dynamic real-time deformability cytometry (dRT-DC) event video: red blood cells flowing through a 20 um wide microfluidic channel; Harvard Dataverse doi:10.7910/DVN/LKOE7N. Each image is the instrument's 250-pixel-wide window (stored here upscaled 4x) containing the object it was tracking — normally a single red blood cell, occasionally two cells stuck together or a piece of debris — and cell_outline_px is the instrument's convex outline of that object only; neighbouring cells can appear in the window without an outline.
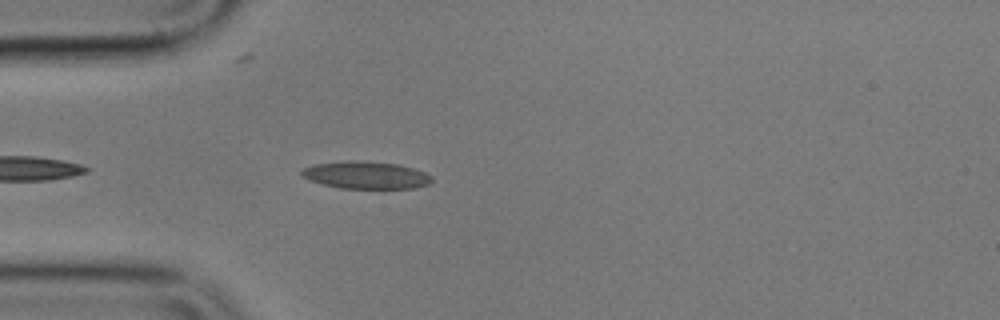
{"species": "common noctule bat (a hibernating species)", "species_latin": "Nyctalus noctula", "temperature_condition": "cold", "stored_images_in_passage": 29, "camera_frame_rate_fps": 3000, "um_per_image_px": 0.085, "animal": {"sex": "male", "body_mass_g": 17.9}, "frame": {"image": 1, "passage_image": 4, "time_ms": 1.0, "image_size_px": [1000, 320], "cell_outline_px": [[432, 180], [428, 184], [412, 188], [340, 188], [308, 180], [300, 172], [304, 168], [312, 164], [344, 160], [356, 160], [396, 164], [412, 168], [424, 172], [432, 176]], "centroid_in_image_um": [31.07, 14.87], "position_along_channel_um": 53.9, "area_um2": 20.63}}
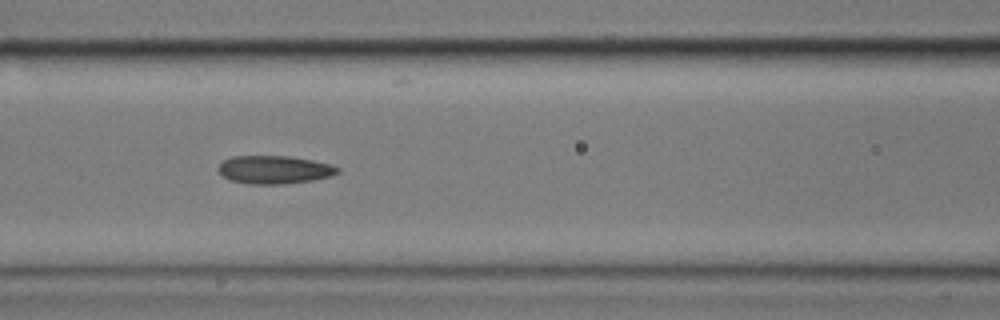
{"frame": {"image": 2, "passage_image": 12, "time_ms": 3.667, "image_size_px": [1000, 320], "cell_outline_px": [[340, 172], [332, 176], [312, 180], [284, 184], [248, 184], [228, 180], [216, 168], [224, 160], [232, 156], [288, 156], [312, 160], [328, 164], [340, 168]], "centroid_in_image_um": [23.3, 14.43], "position_along_channel_um": 143.3, "area_um2": 19.59}}
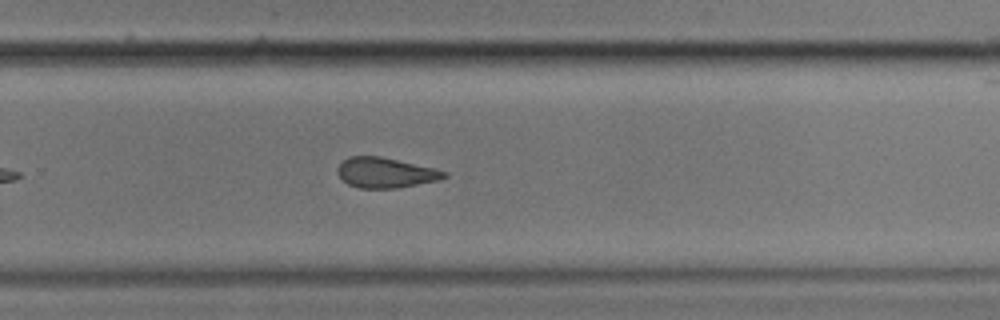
{"frame": {"image": 3, "passage_image": 25, "time_ms": 8.0, "image_size_px": [1000, 320], "cell_outline_px": [[448, 176], [440, 180], [396, 188], [360, 188], [348, 184], [336, 172], [336, 168], [348, 156], [380, 156], [432, 168], [448, 172]], "centroid_in_image_um": [32.76, 14.68], "position_along_channel_um": 297.0, "area_um2": 18.61}}